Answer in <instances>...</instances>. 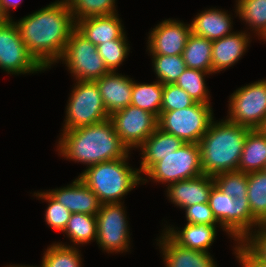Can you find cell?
<instances>
[{
    "instance_id": "6da1fadb",
    "label": "cell",
    "mask_w": 266,
    "mask_h": 267,
    "mask_svg": "<svg viewBox=\"0 0 266 267\" xmlns=\"http://www.w3.org/2000/svg\"><path fill=\"white\" fill-rule=\"evenodd\" d=\"M14 23L29 53L46 70L61 58L75 22L66 0H58Z\"/></svg>"
},
{
    "instance_id": "7a4b0ae2",
    "label": "cell",
    "mask_w": 266,
    "mask_h": 267,
    "mask_svg": "<svg viewBox=\"0 0 266 267\" xmlns=\"http://www.w3.org/2000/svg\"><path fill=\"white\" fill-rule=\"evenodd\" d=\"M59 138V154L66 159L86 164L126 157L130 152L115 132L110 119L71 130H62Z\"/></svg>"
},
{
    "instance_id": "3957f363",
    "label": "cell",
    "mask_w": 266,
    "mask_h": 267,
    "mask_svg": "<svg viewBox=\"0 0 266 267\" xmlns=\"http://www.w3.org/2000/svg\"><path fill=\"white\" fill-rule=\"evenodd\" d=\"M249 130L227 119L219 122L213 119L199 142L203 174L214 177L223 172L238 171Z\"/></svg>"
},
{
    "instance_id": "277c9868",
    "label": "cell",
    "mask_w": 266,
    "mask_h": 267,
    "mask_svg": "<svg viewBox=\"0 0 266 267\" xmlns=\"http://www.w3.org/2000/svg\"><path fill=\"white\" fill-rule=\"evenodd\" d=\"M129 154L120 159L105 161L87 167L78 177L98 197L101 204L122 203L120 200L129 191L144 182L138 169L126 162Z\"/></svg>"
},
{
    "instance_id": "5b68a950",
    "label": "cell",
    "mask_w": 266,
    "mask_h": 267,
    "mask_svg": "<svg viewBox=\"0 0 266 267\" xmlns=\"http://www.w3.org/2000/svg\"><path fill=\"white\" fill-rule=\"evenodd\" d=\"M209 206L223 231L234 241H244L260 223L252 216L248 197L232 198L214 185L208 200Z\"/></svg>"
},
{
    "instance_id": "8992f818",
    "label": "cell",
    "mask_w": 266,
    "mask_h": 267,
    "mask_svg": "<svg viewBox=\"0 0 266 267\" xmlns=\"http://www.w3.org/2000/svg\"><path fill=\"white\" fill-rule=\"evenodd\" d=\"M66 106L63 130L77 129L109 119L95 81H77Z\"/></svg>"
},
{
    "instance_id": "52a82bcc",
    "label": "cell",
    "mask_w": 266,
    "mask_h": 267,
    "mask_svg": "<svg viewBox=\"0 0 266 267\" xmlns=\"http://www.w3.org/2000/svg\"><path fill=\"white\" fill-rule=\"evenodd\" d=\"M213 117L210 104L196 102L190 107L161 112L158 127L185 143L199 144Z\"/></svg>"
},
{
    "instance_id": "ba28073f",
    "label": "cell",
    "mask_w": 266,
    "mask_h": 267,
    "mask_svg": "<svg viewBox=\"0 0 266 267\" xmlns=\"http://www.w3.org/2000/svg\"><path fill=\"white\" fill-rule=\"evenodd\" d=\"M59 60L66 64L76 81H95L110 72L97 46L74 29Z\"/></svg>"
},
{
    "instance_id": "9c48e42d",
    "label": "cell",
    "mask_w": 266,
    "mask_h": 267,
    "mask_svg": "<svg viewBox=\"0 0 266 267\" xmlns=\"http://www.w3.org/2000/svg\"><path fill=\"white\" fill-rule=\"evenodd\" d=\"M145 175L168 185L203 175L199 144L184 143L178 150L155 163Z\"/></svg>"
},
{
    "instance_id": "30bf717a",
    "label": "cell",
    "mask_w": 266,
    "mask_h": 267,
    "mask_svg": "<svg viewBox=\"0 0 266 267\" xmlns=\"http://www.w3.org/2000/svg\"><path fill=\"white\" fill-rule=\"evenodd\" d=\"M229 100L228 121L259 129L266 118V79L238 88Z\"/></svg>"
},
{
    "instance_id": "8fae6325",
    "label": "cell",
    "mask_w": 266,
    "mask_h": 267,
    "mask_svg": "<svg viewBox=\"0 0 266 267\" xmlns=\"http://www.w3.org/2000/svg\"><path fill=\"white\" fill-rule=\"evenodd\" d=\"M96 242L107 253L129 250L130 236L123 203L101 204L96 214Z\"/></svg>"
},
{
    "instance_id": "7c38bea8",
    "label": "cell",
    "mask_w": 266,
    "mask_h": 267,
    "mask_svg": "<svg viewBox=\"0 0 266 267\" xmlns=\"http://www.w3.org/2000/svg\"><path fill=\"white\" fill-rule=\"evenodd\" d=\"M0 68L12 75L45 70L29 53L13 19L0 25Z\"/></svg>"
},
{
    "instance_id": "4fadbf2b",
    "label": "cell",
    "mask_w": 266,
    "mask_h": 267,
    "mask_svg": "<svg viewBox=\"0 0 266 267\" xmlns=\"http://www.w3.org/2000/svg\"><path fill=\"white\" fill-rule=\"evenodd\" d=\"M109 119L129 151L138 148L158 127V118L154 114L132 104L113 112Z\"/></svg>"
},
{
    "instance_id": "5bb4252c",
    "label": "cell",
    "mask_w": 266,
    "mask_h": 267,
    "mask_svg": "<svg viewBox=\"0 0 266 267\" xmlns=\"http://www.w3.org/2000/svg\"><path fill=\"white\" fill-rule=\"evenodd\" d=\"M190 34V24L164 20L149 33L147 50L151 54L182 55Z\"/></svg>"
},
{
    "instance_id": "9a60e30c",
    "label": "cell",
    "mask_w": 266,
    "mask_h": 267,
    "mask_svg": "<svg viewBox=\"0 0 266 267\" xmlns=\"http://www.w3.org/2000/svg\"><path fill=\"white\" fill-rule=\"evenodd\" d=\"M46 192L71 213L96 215L101 206L98 197L79 177L66 187Z\"/></svg>"
},
{
    "instance_id": "2e32d148",
    "label": "cell",
    "mask_w": 266,
    "mask_h": 267,
    "mask_svg": "<svg viewBox=\"0 0 266 267\" xmlns=\"http://www.w3.org/2000/svg\"><path fill=\"white\" fill-rule=\"evenodd\" d=\"M95 82L109 115L131 104L134 83L131 78L116 71H110Z\"/></svg>"
},
{
    "instance_id": "e0dca14e",
    "label": "cell",
    "mask_w": 266,
    "mask_h": 267,
    "mask_svg": "<svg viewBox=\"0 0 266 267\" xmlns=\"http://www.w3.org/2000/svg\"><path fill=\"white\" fill-rule=\"evenodd\" d=\"M215 185L213 176L201 175L167 186V197L173 204L185 208L194 204L208 203L210 192Z\"/></svg>"
},
{
    "instance_id": "ac0fdd59",
    "label": "cell",
    "mask_w": 266,
    "mask_h": 267,
    "mask_svg": "<svg viewBox=\"0 0 266 267\" xmlns=\"http://www.w3.org/2000/svg\"><path fill=\"white\" fill-rule=\"evenodd\" d=\"M157 244L162 249L163 261L166 267H217L209 252H200L181 247L165 232Z\"/></svg>"
},
{
    "instance_id": "d6986e66",
    "label": "cell",
    "mask_w": 266,
    "mask_h": 267,
    "mask_svg": "<svg viewBox=\"0 0 266 267\" xmlns=\"http://www.w3.org/2000/svg\"><path fill=\"white\" fill-rule=\"evenodd\" d=\"M250 35L242 32L212 41V73H217L233 66L245 54Z\"/></svg>"
},
{
    "instance_id": "ffe728a7",
    "label": "cell",
    "mask_w": 266,
    "mask_h": 267,
    "mask_svg": "<svg viewBox=\"0 0 266 267\" xmlns=\"http://www.w3.org/2000/svg\"><path fill=\"white\" fill-rule=\"evenodd\" d=\"M123 27L117 13L75 22V29L95 46L120 38L124 34Z\"/></svg>"
},
{
    "instance_id": "44dd1931",
    "label": "cell",
    "mask_w": 266,
    "mask_h": 267,
    "mask_svg": "<svg viewBox=\"0 0 266 267\" xmlns=\"http://www.w3.org/2000/svg\"><path fill=\"white\" fill-rule=\"evenodd\" d=\"M185 142L159 127L138 147L142 151L139 174L144 175L155 163L171 152L178 150Z\"/></svg>"
},
{
    "instance_id": "7402d4cb",
    "label": "cell",
    "mask_w": 266,
    "mask_h": 267,
    "mask_svg": "<svg viewBox=\"0 0 266 267\" xmlns=\"http://www.w3.org/2000/svg\"><path fill=\"white\" fill-rule=\"evenodd\" d=\"M221 9H208L198 13L190 24L191 33L214 41L232 34V18Z\"/></svg>"
},
{
    "instance_id": "603a6c76",
    "label": "cell",
    "mask_w": 266,
    "mask_h": 267,
    "mask_svg": "<svg viewBox=\"0 0 266 267\" xmlns=\"http://www.w3.org/2000/svg\"><path fill=\"white\" fill-rule=\"evenodd\" d=\"M169 227V228H168ZM164 231L175 243L181 247L208 252V248L216 237V225L190 224L187 223L184 228L175 230V227L168 226Z\"/></svg>"
},
{
    "instance_id": "cb8c5ba5",
    "label": "cell",
    "mask_w": 266,
    "mask_h": 267,
    "mask_svg": "<svg viewBox=\"0 0 266 267\" xmlns=\"http://www.w3.org/2000/svg\"><path fill=\"white\" fill-rule=\"evenodd\" d=\"M266 165V135L260 129H250L246 135L238 171L244 173L264 170Z\"/></svg>"
},
{
    "instance_id": "d4e9b609",
    "label": "cell",
    "mask_w": 266,
    "mask_h": 267,
    "mask_svg": "<svg viewBox=\"0 0 266 267\" xmlns=\"http://www.w3.org/2000/svg\"><path fill=\"white\" fill-rule=\"evenodd\" d=\"M187 68L212 73V41L190 34L182 53Z\"/></svg>"
},
{
    "instance_id": "484cf974",
    "label": "cell",
    "mask_w": 266,
    "mask_h": 267,
    "mask_svg": "<svg viewBox=\"0 0 266 267\" xmlns=\"http://www.w3.org/2000/svg\"><path fill=\"white\" fill-rule=\"evenodd\" d=\"M164 85L160 81L152 84L136 83L134 81L131 95V104L154 114L161 115V104Z\"/></svg>"
},
{
    "instance_id": "4316f807",
    "label": "cell",
    "mask_w": 266,
    "mask_h": 267,
    "mask_svg": "<svg viewBox=\"0 0 266 267\" xmlns=\"http://www.w3.org/2000/svg\"><path fill=\"white\" fill-rule=\"evenodd\" d=\"M247 197L252 216L266 224V172L260 170L247 174Z\"/></svg>"
},
{
    "instance_id": "83f0119b",
    "label": "cell",
    "mask_w": 266,
    "mask_h": 267,
    "mask_svg": "<svg viewBox=\"0 0 266 267\" xmlns=\"http://www.w3.org/2000/svg\"><path fill=\"white\" fill-rule=\"evenodd\" d=\"M75 245H83L96 240V215L72 213L63 231Z\"/></svg>"
},
{
    "instance_id": "f1b7e54d",
    "label": "cell",
    "mask_w": 266,
    "mask_h": 267,
    "mask_svg": "<svg viewBox=\"0 0 266 267\" xmlns=\"http://www.w3.org/2000/svg\"><path fill=\"white\" fill-rule=\"evenodd\" d=\"M210 75L207 71L186 68L174 83L186 91L192 99L198 103L211 104L209 91L205 84V75Z\"/></svg>"
},
{
    "instance_id": "f546056e",
    "label": "cell",
    "mask_w": 266,
    "mask_h": 267,
    "mask_svg": "<svg viewBox=\"0 0 266 267\" xmlns=\"http://www.w3.org/2000/svg\"><path fill=\"white\" fill-rule=\"evenodd\" d=\"M78 248L61 243L50 245L42 258L40 267H81Z\"/></svg>"
},
{
    "instance_id": "4dcf8cb0",
    "label": "cell",
    "mask_w": 266,
    "mask_h": 267,
    "mask_svg": "<svg viewBox=\"0 0 266 267\" xmlns=\"http://www.w3.org/2000/svg\"><path fill=\"white\" fill-rule=\"evenodd\" d=\"M152 55L154 72L163 85L174 84L187 68L182 55Z\"/></svg>"
},
{
    "instance_id": "1f68e13d",
    "label": "cell",
    "mask_w": 266,
    "mask_h": 267,
    "mask_svg": "<svg viewBox=\"0 0 266 267\" xmlns=\"http://www.w3.org/2000/svg\"><path fill=\"white\" fill-rule=\"evenodd\" d=\"M74 22L116 13L115 0H66Z\"/></svg>"
},
{
    "instance_id": "d6a6232c",
    "label": "cell",
    "mask_w": 266,
    "mask_h": 267,
    "mask_svg": "<svg viewBox=\"0 0 266 267\" xmlns=\"http://www.w3.org/2000/svg\"><path fill=\"white\" fill-rule=\"evenodd\" d=\"M237 15L254 30L257 35L266 28V0H237Z\"/></svg>"
},
{
    "instance_id": "836d02e7",
    "label": "cell",
    "mask_w": 266,
    "mask_h": 267,
    "mask_svg": "<svg viewBox=\"0 0 266 267\" xmlns=\"http://www.w3.org/2000/svg\"><path fill=\"white\" fill-rule=\"evenodd\" d=\"M125 33L118 39L97 45L98 54L101 56L109 71H116L129 54L130 47L126 42Z\"/></svg>"
},
{
    "instance_id": "e575fe53",
    "label": "cell",
    "mask_w": 266,
    "mask_h": 267,
    "mask_svg": "<svg viewBox=\"0 0 266 267\" xmlns=\"http://www.w3.org/2000/svg\"><path fill=\"white\" fill-rule=\"evenodd\" d=\"M215 185L227 196L232 198L247 197V173L230 171L213 177Z\"/></svg>"
},
{
    "instance_id": "d590c367",
    "label": "cell",
    "mask_w": 266,
    "mask_h": 267,
    "mask_svg": "<svg viewBox=\"0 0 266 267\" xmlns=\"http://www.w3.org/2000/svg\"><path fill=\"white\" fill-rule=\"evenodd\" d=\"M34 195L48 202V207L45 211L46 224L56 231L63 232L72 213L61 203L55 201L46 191L34 192Z\"/></svg>"
},
{
    "instance_id": "8d00e7d4",
    "label": "cell",
    "mask_w": 266,
    "mask_h": 267,
    "mask_svg": "<svg viewBox=\"0 0 266 267\" xmlns=\"http://www.w3.org/2000/svg\"><path fill=\"white\" fill-rule=\"evenodd\" d=\"M196 101L190 95L175 84H165L161 112L173 111L194 105Z\"/></svg>"
},
{
    "instance_id": "74e56055",
    "label": "cell",
    "mask_w": 266,
    "mask_h": 267,
    "mask_svg": "<svg viewBox=\"0 0 266 267\" xmlns=\"http://www.w3.org/2000/svg\"><path fill=\"white\" fill-rule=\"evenodd\" d=\"M185 210V217L187 223L190 224H206L216 225L218 224L213 212L209 206V203L194 204L183 208Z\"/></svg>"
},
{
    "instance_id": "f35d334b",
    "label": "cell",
    "mask_w": 266,
    "mask_h": 267,
    "mask_svg": "<svg viewBox=\"0 0 266 267\" xmlns=\"http://www.w3.org/2000/svg\"><path fill=\"white\" fill-rule=\"evenodd\" d=\"M234 250L242 267H266V261L261 259L244 241L237 242Z\"/></svg>"
},
{
    "instance_id": "ab89813d",
    "label": "cell",
    "mask_w": 266,
    "mask_h": 267,
    "mask_svg": "<svg viewBox=\"0 0 266 267\" xmlns=\"http://www.w3.org/2000/svg\"><path fill=\"white\" fill-rule=\"evenodd\" d=\"M244 242L264 261H266V224H260Z\"/></svg>"
},
{
    "instance_id": "60d3db41",
    "label": "cell",
    "mask_w": 266,
    "mask_h": 267,
    "mask_svg": "<svg viewBox=\"0 0 266 267\" xmlns=\"http://www.w3.org/2000/svg\"><path fill=\"white\" fill-rule=\"evenodd\" d=\"M22 0H0V6L8 20H12L9 15L10 8L16 9Z\"/></svg>"
},
{
    "instance_id": "b9f144b4",
    "label": "cell",
    "mask_w": 266,
    "mask_h": 267,
    "mask_svg": "<svg viewBox=\"0 0 266 267\" xmlns=\"http://www.w3.org/2000/svg\"><path fill=\"white\" fill-rule=\"evenodd\" d=\"M8 21L7 17L4 15L1 6H0V25L6 23Z\"/></svg>"
},
{
    "instance_id": "7bdbcfd3",
    "label": "cell",
    "mask_w": 266,
    "mask_h": 267,
    "mask_svg": "<svg viewBox=\"0 0 266 267\" xmlns=\"http://www.w3.org/2000/svg\"><path fill=\"white\" fill-rule=\"evenodd\" d=\"M266 135V118L262 126L259 128Z\"/></svg>"
},
{
    "instance_id": "ee69618b",
    "label": "cell",
    "mask_w": 266,
    "mask_h": 267,
    "mask_svg": "<svg viewBox=\"0 0 266 267\" xmlns=\"http://www.w3.org/2000/svg\"><path fill=\"white\" fill-rule=\"evenodd\" d=\"M259 37H261L260 39H263L264 41H266V28L261 32Z\"/></svg>"
},
{
    "instance_id": "f6af8a7d",
    "label": "cell",
    "mask_w": 266,
    "mask_h": 267,
    "mask_svg": "<svg viewBox=\"0 0 266 267\" xmlns=\"http://www.w3.org/2000/svg\"><path fill=\"white\" fill-rule=\"evenodd\" d=\"M8 267H34V266H23V265H9ZM35 267H37V266H35ZM39 267V266H38Z\"/></svg>"
}]
</instances>
